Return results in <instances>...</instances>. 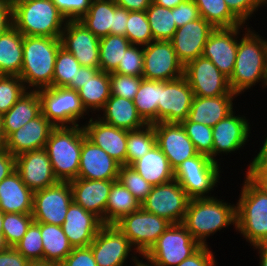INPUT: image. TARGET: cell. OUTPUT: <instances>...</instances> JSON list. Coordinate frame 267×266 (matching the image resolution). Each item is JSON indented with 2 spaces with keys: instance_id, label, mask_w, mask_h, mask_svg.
<instances>
[{
  "instance_id": "cell-1",
  "label": "cell",
  "mask_w": 267,
  "mask_h": 266,
  "mask_svg": "<svg viewBox=\"0 0 267 266\" xmlns=\"http://www.w3.org/2000/svg\"><path fill=\"white\" fill-rule=\"evenodd\" d=\"M250 29L246 25L245 34L238 40L234 70L228 79L231 91L237 95L259 82L267 88V40Z\"/></svg>"
},
{
  "instance_id": "cell-2",
  "label": "cell",
  "mask_w": 267,
  "mask_h": 266,
  "mask_svg": "<svg viewBox=\"0 0 267 266\" xmlns=\"http://www.w3.org/2000/svg\"><path fill=\"white\" fill-rule=\"evenodd\" d=\"M61 46L60 38L23 36V62L19 77L27 90L53 87L54 65Z\"/></svg>"
},
{
  "instance_id": "cell-3",
  "label": "cell",
  "mask_w": 267,
  "mask_h": 266,
  "mask_svg": "<svg viewBox=\"0 0 267 266\" xmlns=\"http://www.w3.org/2000/svg\"><path fill=\"white\" fill-rule=\"evenodd\" d=\"M217 197L189 200L182 224L202 246L207 237L222 228L234 225L236 229V205H230Z\"/></svg>"
},
{
  "instance_id": "cell-4",
  "label": "cell",
  "mask_w": 267,
  "mask_h": 266,
  "mask_svg": "<svg viewBox=\"0 0 267 266\" xmlns=\"http://www.w3.org/2000/svg\"><path fill=\"white\" fill-rule=\"evenodd\" d=\"M86 137L83 125L55 127L46 142L45 149L58 181L78 178L81 147Z\"/></svg>"
},
{
  "instance_id": "cell-5",
  "label": "cell",
  "mask_w": 267,
  "mask_h": 266,
  "mask_svg": "<svg viewBox=\"0 0 267 266\" xmlns=\"http://www.w3.org/2000/svg\"><path fill=\"white\" fill-rule=\"evenodd\" d=\"M236 204V230L251 246L267 242V193L247 176Z\"/></svg>"
},
{
  "instance_id": "cell-6",
  "label": "cell",
  "mask_w": 267,
  "mask_h": 266,
  "mask_svg": "<svg viewBox=\"0 0 267 266\" xmlns=\"http://www.w3.org/2000/svg\"><path fill=\"white\" fill-rule=\"evenodd\" d=\"M66 22L52 0H31L13 9V26L23 36L61 38Z\"/></svg>"
},
{
  "instance_id": "cell-7",
  "label": "cell",
  "mask_w": 267,
  "mask_h": 266,
  "mask_svg": "<svg viewBox=\"0 0 267 266\" xmlns=\"http://www.w3.org/2000/svg\"><path fill=\"white\" fill-rule=\"evenodd\" d=\"M201 247L182 223L171 224L142 258L152 266H177Z\"/></svg>"
},
{
  "instance_id": "cell-8",
  "label": "cell",
  "mask_w": 267,
  "mask_h": 266,
  "mask_svg": "<svg viewBox=\"0 0 267 266\" xmlns=\"http://www.w3.org/2000/svg\"><path fill=\"white\" fill-rule=\"evenodd\" d=\"M220 165L209 156L198 153L183 161L174 170V180L181 185L190 199L212 198L214 196L208 194L217 187L216 184L220 180Z\"/></svg>"
},
{
  "instance_id": "cell-9",
  "label": "cell",
  "mask_w": 267,
  "mask_h": 266,
  "mask_svg": "<svg viewBox=\"0 0 267 266\" xmlns=\"http://www.w3.org/2000/svg\"><path fill=\"white\" fill-rule=\"evenodd\" d=\"M42 114L55 126H76L88 112L78 92L66 87H48L38 90ZM69 124V125H68Z\"/></svg>"
},
{
  "instance_id": "cell-10",
  "label": "cell",
  "mask_w": 267,
  "mask_h": 266,
  "mask_svg": "<svg viewBox=\"0 0 267 266\" xmlns=\"http://www.w3.org/2000/svg\"><path fill=\"white\" fill-rule=\"evenodd\" d=\"M171 224L167 219L147 212L141 207L124 216L115 225L135 247L139 257H143Z\"/></svg>"
},
{
  "instance_id": "cell-11",
  "label": "cell",
  "mask_w": 267,
  "mask_h": 266,
  "mask_svg": "<svg viewBox=\"0 0 267 266\" xmlns=\"http://www.w3.org/2000/svg\"><path fill=\"white\" fill-rule=\"evenodd\" d=\"M73 194L68 181H58L34 192L32 216L34 222L62 226L65 221Z\"/></svg>"
},
{
  "instance_id": "cell-12",
  "label": "cell",
  "mask_w": 267,
  "mask_h": 266,
  "mask_svg": "<svg viewBox=\"0 0 267 266\" xmlns=\"http://www.w3.org/2000/svg\"><path fill=\"white\" fill-rule=\"evenodd\" d=\"M190 198L176 181L153 186L141 207L167 219L172 224L182 223Z\"/></svg>"
},
{
  "instance_id": "cell-13",
  "label": "cell",
  "mask_w": 267,
  "mask_h": 266,
  "mask_svg": "<svg viewBox=\"0 0 267 266\" xmlns=\"http://www.w3.org/2000/svg\"><path fill=\"white\" fill-rule=\"evenodd\" d=\"M144 79L172 81L184 76V65L177 58L171 41L153 40L143 46Z\"/></svg>"
},
{
  "instance_id": "cell-14",
  "label": "cell",
  "mask_w": 267,
  "mask_h": 266,
  "mask_svg": "<svg viewBox=\"0 0 267 266\" xmlns=\"http://www.w3.org/2000/svg\"><path fill=\"white\" fill-rule=\"evenodd\" d=\"M98 266H123L134 250L131 259L139 262L135 248L116 225H103L89 245ZM136 253V254H135Z\"/></svg>"
},
{
  "instance_id": "cell-15",
  "label": "cell",
  "mask_w": 267,
  "mask_h": 266,
  "mask_svg": "<svg viewBox=\"0 0 267 266\" xmlns=\"http://www.w3.org/2000/svg\"><path fill=\"white\" fill-rule=\"evenodd\" d=\"M184 77L187 79L194 96L216 97L237 95L232 92L228 78L203 56L188 62L184 66Z\"/></svg>"
},
{
  "instance_id": "cell-16",
  "label": "cell",
  "mask_w": 267,
  "mask_h": 266,
  "mask_svg": "<svg viewBox=\"0 0 267 266\" xmlns=\"http://www.w3.org/2000/svg\"><path fill=\"white\" fill-rule=\"evenodd\" d=\"M193 98V91L184 76L172 81H160L157 123H181L186 120Z\"/></svg>"
},
{
  "instance_id": "cell-17",
  "label": "cell",
  "mask_w": 267,
  "mask_h": 266,
  "mask_svg": "<svg viewBox=\"0 0 267 266\" xmlns=\"http://www.w3.org/2000/svg\"><path fill=\"white\" fill-rule=\"evenodd\" d=\"M62 47L70 52L81 66L99 67V41L79 20H67L61 34Z\"/></svg>"
},
{
  "instance_id": "cell-18",
  "label": "cell",
  "mask_w": 267,
  "mask_h": 266,
  "mask_svg": "<svg viewBox=\"0 0 267 266\" xmlns=\"http://www.w3.org/2000/svg\"><path fill=\"white\" fill-rule=\"evenodd\" d=\"M245 24L231 28H215L209 35L202 56L211 62L228 79L231 77L236 60L240 30Z\"/></svg>"
},
{
  "instance_id": "cell-19",
  "label": "cell",
  "mask_w": 267,
  "mask_h": 266,
  "mask_svg": "<svg viewBox=\"0 0 267 266\" xmlns=\"http://www.w3.org/2000/svg\"><path fill=\"white\" fill-rule=\"evenodd\" d=\"M153 126L156 144L167 157L173 170L186 159L198 154L181 123L158 122Z\"/></svg>"
},
{
  "instance_id": "cell-20",
  "label": "cell",
  "mask_w": 267,
  "mask_h": 266,
  "mask_svg": "<svg viewBox=\"0 0 267 266\" xmlns=\"http://www.w3.org/2000/svg\"><path fill=\"white\" fill-rule=\"evenodd\" d=\"M15 169L33 192L58 182L45 148L22 153L15 157Z\"/></svg>"
},
{
  "instance_id": "cell-21",
  "label": "cell",
  "mask_w": 267,
  "mask_h": 266,
  "mask_svg": "<svg viewBox=\"0 0 267 266\" xmlns=\"http://www.w3.org/2000/svg\"><path fill=\"white\" fill-rule=\"evenodd\" d=\"M248 121L245 116H236L232 111L212 127L213 161H219L216 156L220 153L228 155L244 147L251 130Z\"/></svg>"
},
{
  "instance_id": "cell-22",
  "label": "cell",
  "mask_w": 267,
  "mask_h": 266,
  "mask_svg": "<svg viewBox=\"0 0 267 266\" xmlns=\"http://www.w3.org/2000/svg\"><path fill=\"white\" fill-rule=\"evenodd\" d=\"M214 29L203 17L177 28L170 41L184 66L202 56L207 39Z\"/></svg>"
},
{
  "instance_id": "cell-23",
  "label": "cell",
  "mask_w": 267,
  "mask_h": 266,
  "mask_svg": "<svg viewBox=\"0 0 267 266\" xmlns=\"http://www.w3.org/2000/svg\"><path fill=\"white\" fill-rule=\"evenodd\" d=\"M120 164L87 137L81 147L78 178L90 180H118Z\"/></svg>"
},
{
  "instance_id": "cell-24",
  "label": "cell",
  "mask_w": 267,
  "mask_h": 266,
  "mask_svg": "<svg viewBox=\"0 0 267 266\" xmlns=\"http://www.w3.org/2000/svg\"><path fill=\"white\" fill-rule=\"evenodd\" d=\"M103 225L101 219L94 213L72 201L62 228L70 245L79 248L88 247Z\"/></svg>"
},
{
  "instance_id": "cell-25",
  "label": "cell",
  "mask_w": 267,
  "mask_h": 266,
  "mask_svg": "<svg viewBox=\"0 0 267 266\" xmlns=\"http://www.w3.org/2000/svg\"><path fill=\"white\" fill-rule=\"evenodd\" d=\"M55 126L41 113L23 127L11 133L5 141L4 149L13 156L45 148Z\"/></svg>"
},
{
  "instance_id": "cell-26",
  "label": "cell",
  "mask_w": 267,
  "mask_h": 266,
  "mask_svg": "<svg viewBox=\"0 0 267 266\" xmlns=\"http://www.w3.org/2000/svg\"><path fill=\"white\" fill-rule=\"evenodd\" d=\"M83 128L90 141L106 151L120 165H126L127 130L93 117L83 125Z\"/></svg>"
},
{
  "instance_id": "cell-27",
  "label": "cell",
  "mask_w": 267,
  "mask_h": 266,
  "mask_svg": "<svg viewBox=\"0 0 267 266\" xmlns=\"http://www.w3.org/2000/svg\"><path fill=\"white\" fill-rule=\"evenodd\" d=\"M116 180H90L77 178L69 181L73 201L94 213L105 225V211L112 183Z\"/></svg>"
},
{
  "instance_id": "cell-28",
  "label": "cell",
  "mask_w": 267,
  "mask_h": 266,
  "mask_svg": "<svg viewBox=\"0 0 267 266\" xmlns=\"http://www.w3.org/2000/svg\"><path fill=\"white\" fill-rule=\"evenodd\" d=\"M34 192L15 169L0 182V210L3 213H32Z\"/></svg>"
},
{
  "instance_id": "cell-29",
  "label": "cell",
  "mask_w": 267,
  "mask_h": 266,
  "mask_svg": "<svg viewBox=\"0 0 267 266\" xmlns=\"http://www.w3.org/2000/svg\"><path fill=\"white\" fill-rule=\"evenodd\" d=\"M238 95L216 97L194 96L187 119L207 126H215L233 111V99Z\"/></svg>"
},
{
  "instance_id": "cell-30",
  "label": "cell",
  "mask_w": 267,
  "mask_h": 266,
  "mask_svg": "<svg viewBox=\"0 0 267 266\" xmlns=\"http://www.w3.org/2000/svg\"><path fill=\"white\" fill-rule=\"evenodd\" d=\"M101 110L103 116L96 118L120 129L133 131L147 125L138 114L134 102L124 97L111 95Z\"/></svg>"
},
{
  "instance_id": "cell-31",
  "label": "cell",
  "mask_w": 267,
  "mask_h": 266,
  "mask_svg": "<svg viewBox=\"0 0 267 266\" xmlns=\"http://www.w3.org/2000/svg\"><path fill=\"white\" fill-rule=\"evenodd\" d=\"M42 113L38 91L28 90L2 115L3 133L7 138Z\"/></svg>"
},
{
  "instance_id": "cell-32",
  "label": "cell",
  "mask_w": 267,
  "mask_h": 266,
  "mask_svg": "<svg viewBox=\"0 0 267 266\" xmlns=\"http://www.w3.org/2000/svg\"><path fill=\"white\" fill-rule=\"evenodd\" d=\"M131 166L152 186L174 180V170L157 144Z\"/></svg>"
},
{
  "instance_id": "cell-33",
  "label": "cell",
  "mask_w": 267,
  "mask_h": 266,
  "mask_svg": "<svg viewBox=\"0 0 267 266\" xmlns=\"http://www.w3.org/2000/svg\"><path fill=\"white\" fill-rule=\"evenodd\" d=\"M23 62V35L12 26L0 36V75L19 76Z\"/></svg>"
},
{
  "instance_id": "cell-34",
  "label": "cell",
  "mask_w": 267,
  "mask_h": 266,
  "mask_svg": "<svg viewBox=\"0 0 267 266\" xmlns=\"http://www.w3.org/2000/svg\"><path fill=\"white\" fill-rule=\"evenodd\" d=\"M141 208L139 201L133 194L119 181L112 183L108 196L105 225H115L124 216Z\"/></svg>"
},
{
  "instance_id": "cell-35",
  "label": "cell",
  "mask_w": 267,
  "mask_h": 266,
  "mask_svg": "<svg viewBox=\"0 0 267 266\" xmlns=\"http://www.w3.org/2000/svg\"><path fill=\"white\" fill-rule=\"evenodd\" d=\"M43 260L60 264L72 251L62 226L40 223Z\"/></svg>"
},
{
  "instance_id": "cell-36",
  "label": "cell",
  "mask_w": 267,
  "mask_h": 266,
  "mask_svg": "<svg viewBox=\"0 0 267 266\" xmlns=\"http://www.w3.org/2000/svg\"><path fill=\"white\" fill-rule=\"evenodd\" d=\"M81 103L89 113L101 111L111 96L110 73L100 70L94 77H90L78 91Z\"/></svg>"
},
{
  "instance_id": "cell-37",
  "label": "cell",
  "mask_w": 267,
  "mask_h": 266,
  "mask_svg": "<svg viewBox=\"0 0 267 266\" xmlns=\"http://www.w3.org/2000/svg\"><path fill=\"white\" fill-rule=\"evenodd\" d=\"M117 7L113 0H92L89 10L79 21L96 37L108 36L111 34L114 11Z\"/></svg>"
},
{
  "instance_id": "cell-38",
  "label": "cell",
  "mask_w": 267,
  "mask_h": 266,
  "mask_svg": "<svg viewBox=\"0 0 267 266\" xmlns=\"http://www.w3.org/2000/svg\"><path fill=\"white\" fill-rule=\"evenodd\" d=\"M160 101V81L142 79L133 99L138 114L147 124L157 123V108Z\"/></svg>"
},
{
  "instance_id": "cell-39",
  "label": "cell",
  "mask_w": 267,
  "mask_h": 266,
  "mask_svg": "<svg viewBox=\"0 0 267 266\" xmlns=\"http://www.w3.org/2000/svg\"><path fill=\"white\" fill-rule=\"evenodd\" d=\"M131 45L127 37L111 35L100 38L99 41V67L106 73L114 72L126 49Z\"/></svg>"
},
{
  "instance_id": "cell-40",
  "label": "cell",
  "mask_w": 267,
  "mask_h": 266,
  "mask_svg": "<svg viewBox=\"0 0 267 266\" xmlns=\"http://www.w3.org/2000/svg\"><path fill=\"white\" fill-rule=\"evenodd\" d=\"M203 17L214 28H231L242 23L230 12L225 0H193Z\"/></svg>"
},
{
  "instance_id": "cell-41",
  "label": "cell",
  "mask_w": 267,
  "mask_h": 266,
  "mask_svg": "<svg viewBox=\"0 0 267 266\" xmlns=\"http://www.w3.org/2000/svg\"><path fill=\"white\" fill-rule=\"evenodd\" d=\"M153 40L170 41L177 30L174 22V8L169 9L151 2L146 9Z\"/></svg>"
},
{
  "instance_id": "cell-42",
  "label": "cell",
  "mask_w": 267,
  "mask_h": 266,
  "mask_svg": "<svg viewBox=\"0 0 267 266\" xmlns=\"http://www.w3.org/2000/svg\"><path fill=\"white\" fill-rule=\"evenodd\" d=\"M156 144V134L153 124L127 131L126 165H131L143 157Z\"/></svg>"
},
{
  "instance_id": "cell-43",
  "label": "cell",
  "mask_w": 267,
  "mask_h": 266,
  "mask_svg": "<svg viewBox=\"0 0 267 266\" xmlns=\"http://www.w3.org/2000/svg\"><path fill=\"white\" fill-rule=\"evenodd\" d=\"M80 67L77 59L61 46L54 65L53 87L76 90V75Z\"/></svg>"
},
{
  "instance_id": "cell-44",
  "label": "cell",
  "mask_w": 267,
  "mask_h": 266,
  "mask_svg": "<svg viewBox=\"0 0 267 266\" xmlns=\"http://www.w3.org/2000/svg\"><path fill=\"white\" fill-rule=\"evenodd\" d=\"M31 213H4L2 234L8 247H14L33 222Z\"/></svg>"
},
{
  "instance_id": "cell-45",
  "label": "cell",
  "mask_w": 267,
  "mask_h": 266,
  "mask_svg": "<svg viewBox=\"0 0 267 266\" xmlns=\"http://www.w3.org/2000/svg\"><path fill=\"white\" fill-rule=\"evenodd\" d=\"M126 37L132 45L146 46L153 41L146 11H128Z\"/></svg>"
},
{
  "instance_id": "cell-46",
  "label": "cell",
  "mask_w": 267,
  "mask_h": 266,
  "mask_svg": "<svg viewBox=\"0 0 267 266\" xmlns=\"http://www.w3.org/2000/svg\"><path fill=\"white\" fill-rule=\"evenodd\" d=\"M187 136L192 141L198 153L204 154L213 160L212 127L188 119L181 122Z\"/></svg>"
},
{
  "instance_id": "cell-47",
  "label": "cell",
  "mask_w": 267,
  "mask_h": 266,
  "mask_svg": "<svg viewBox=\"0 0 267 266\" xmlns=\"http://www.w3.org/2000/svg\"><path fill=\"white\" fill-rule=\"evenodd\" d=\"M28 261L43 260L40 222H32L23 238L14 246Z\"/></svg>"
},
{
  "instance_id": "cell-48",
  "label": "cell",
  "mask_w": 267,
  "mask_h": 266,
  "mask_svg": "<svg viewBox=\"0 0 267 266\" xmlns=\"http://www.w3.org/2000/svg\"><path fill=\"white\" fill-rule=\"evenodd\" d=\"M27 91L19 76L0 75V114L6 113Z\"/></svg>"
},
{
  "instance_id": "cell-49",
  "label": "cell",
  "mask_w": 267,
  "mask_h": 266,
  "mask_svg": "<svg viewBox=\"0 0 267 266\" xmlns=\"http://www.w3.org/2000/svg\"><path fill=\"white\" fill-rule=\"evenodd\" d=\"M118 180L142 204L151 192L152 185L148 183L131 165H121Z\"/></svg>"
},
{
  "instance_id": "cell-50",
  "label": "cell",
  "mask_w": 267,
  "mask_h": 266,
  "mask_svg": "<svg viewBox=\"0 0 267 266\" xmlns=\"http://www.w3.org/2000/svg\"><path fill=\"white\" fill-rule=\"evenodd\" d=\"M143 61V46L137 47V45L131 44L126 49L124 57L122 58L117 69L113 73L142 77Z\"/></svg>"
},
{
  "instance_id": "cell-51",
  "label": "cell",
  "mask_w": 267,
  "mask_h": 266,
  "mask_svg": "<svg viewBox=\"0 0 267 266\" xmlns=\"http://www.w3.org/2000/svg\"><path fill=\"white\" fill-rule=\"evenodd\" d=\"M142 79L143 77L110 73L111 95L133 101Z\"/></svg>"
},
{
  "instance_id": "cell-52",
  "label": "cell",
  "mask_w": 267,
  "mask_h": 266,
  "mask_svg": "<svg viewBox=\"0 0 267 266\" xmlns=\"http://www.w3.org/2000/svg\"><path fill=\"white\" fill-rule=\"evenodd\" d=\"M92 0H52L66 20H80L89 10Z\"/></svg>"
},
{
  "instance_id": "cell-53",
  "label": "cell",
  "mask_w": 267,
  "mask_h": 266,
  "mask_svg": "<svg viewBox=\"0 0 267 266\" xmlns=\"http://www.w3.org/2000/svg\"><path fill=\"white\" fill-rule=\"evenodd\" d=\"M230 12L242 23L247 24L248 18L262 6V0H225Z\"/></svg>"
},
{
  "instance_id": "cell-54",
  "label": "cell",
  "mask_w": 267,
  "mask_h": 266,
  "mask_svg": "<svg viewBox=\"0 0 267 266\" xmlns=\"http://www.w3.org/2000/svg\"><path fill=\"white\" fill-rule=\"evenodd\" d=\"M60 266H98L91 247L73 248L71 253L60 263Z\"/></svg>"
},
{
  "instance_id": "cell-55",
  "label": "cell",
  "mask_w": 267,
  "mask_h": 266,
  "mask_svg": "<svg viewBox=\"0 0 267 266\" xmlns=\"http://www.w3.org/2000/svg\"><path fill=\"white\" fill-rule=\"evenodd\" d=\"M174 22L177 28L200 18L199 10L193 0H185L174 8Z\"/></svg>"
},
{
  "instance_id": "cell-56",
  "label": "cell",
  "mask_w": 267,
  "mask_h": 266,
  "mask_svg": "<svg viewBox=\"0 0 267 266\" xmlns=\"http://www.w3.org/2000/svg\"><path fill=\"white\" fill-rule=\"evenodd\" d=\"M251 161L245 176L267 193V160Z\"/></svg>"
},
{
  "instance_id": "cell-57",
  "label": "cell",
  "mask_w": 267,
  "mask_h": 266,
  "mask_svg": "<svg viewBox=\"0 0 267 266\" xmlns=\"http://www.w3.org/2000/svg\"><path fill=\"white\" fill-rule=\"evenodd\" d=\"M214 253L210 251L208 245L202 246L196 253L184 259L177 266H216Z\"/></svg>"
},
{
  "instance_id": "cell-58",
  "label": "cell",
  "mask_w": 267,
  "mask_h": 266,
  "mask_svg": "<svg viewBox=\"0 0 267 266\" xmlns=\"http://www.w3.org/2000/svg\"><path fill=\"white\" fill-rule=\"evenodd\" d=\"M28 262L14 247L0 251V266H27Z\"/></svg>"
},
{
  "instance_id": "cell-59",
  "label": "cell",
  "mask_w": 267,
  "mask_h": 266,
  "mask_svg": "<svg viewBox=\"0 0 267 266\" xmlns=\"http://www.w3.org/2000/svg\"><path fill=\"white\" fill-rule=\"evenodd\" d=\"M128 20V11L125 8L117 7L114 11L113 27L111 35H120L126 37V23Z\"/></svg>"
},
{
  "instance_id": "cell-60",
  "label": "cell",
  "mask_w": 267,
  "mask_h": 266,
  "mask_svg": "<svg viewBox=\"0 0 267 266\" xmlns=\"http://www.w3.org/2000/svg\"><path fill=\"white\" fill-rule=\"evenodd\" d=\"M15 170V156L9 151L0 149V182Z\"/></svg>"
},
{
  "instance_id": "cell-61",
  "label": "cell",
  "mask_w": 267,
  "mask_h": 266,
  "mask_svg": "<svg viewBox=\"0 0 267 266\" xmlns=\"http://www.w3.org/2000/svg\"><path fill=\"white\" fill-rule=\"evenodd\" d=\"M13 26V9L0 0V36Z\"/></svg>"
},
{
  "instance_id": "cell-62",
  "label": "cell",
  "mask_w": 267,
  "mask_h": 266,
  "mask_svg": "<svg viewBox=\"0 0 267 266\" xmlns=\"http://www.w3.org/2000/svg\"><path fill=\"white\" fill-rule=\"evenodd\" d=\"M119 7L127 11H146L152 0H113Z\"/></svg>"
},
{
  "instance_id": "cell-63",
  "label": "cell",
  "mask_w": 267,
  "mask_h": 266,
  "mask_svg": "<svg viewBox=\"0 0 267 266\" xmlns=\"http://www.w3.org/2000/svg\"><path fill=\"white\" fill-rule=\"evenodd\" d=\"M100 69L81 66L76 75V91L84 86V83L90 78L94 77Z\"/></svg>"
},
{
  "instance_id": "cell-64",
  "label": "cell",
  "mask_w": 267,
  "mask_h": 266,
  "mask_svg": "<svg viewBox=\"0 0 267 266\" xmlns=\"http://www.w3.org/2000/svg\"><path fill=\"white\" fill-rule=\"evenodd\" d=\"M253 248L256 250L258 249L260 258L259 266H267V242L258 243L254 245Z\"/></svg>"
},
{
  "instance_id": "cell-65",
  "label": "cell",
  "mask_w": 267,
  "mask_h": 266,
  "mask_svg": "<svg viewBox=\"0 0 267 266\" xmlns=\"http://www.w3.org/2000/svg\"><path fill=\"white\" fill-rule=\"evenodd\" d=\"M185 0H152L153 3L165 8L173 9Z\"/></svg>"
},
{
  "instance_id": "cell-66",
  "label": "cell",
  "mask_w": 267,
  "mask_h": 266,
  "mask_svg": "<svg viewBox=\"0 0 267 266\" xmlns=\"http://www.w3.org/2000/svg\"><path fill=\"white\" fill-rule=\"evenodd\" d=\"M259 149H260V151L253 158V160H267V137L264 140L263 145Z\"/></svg>"
},
{
  "instance_id": "cell-67",
  "label": "cell",
  "mask_w": 267,
  "mask_h": 266,
  "mask_svg": "<svg viewBox=\"0 0 267 266\" xmlns=\"http://www.w3.org/2000/svg\"><path fill=\"white\" fill-rule=\"evenodd\" d=\"M27 266H60V264L41 260V261H29Z\"/></svg>"
},
{
  "instance_id": "cell-68",
  "label": "cell",
  "mask_w": 267,
  "mask_h": 266,
  "mask_svg": "<svg viewBox=\"0 0 267 266\" xmlns=\"http://www.w3.org/2000/svg\"><path fill=\"white\" fill-rule=\"evenodd\" d=\"M12 9L31 0H4Z\"/></svg>"
},
{
  "instance_id": "cell-69",
  "label": "cell",
  "mask_w": 267,
  "mask_h": 266,
  "mask_svg": "<svg viewBox=\"0 0 267 266\" xmlns=\"http://www.w3.org/2000/svg\"><path fill=\"white\" fill-rule=\"evenodd\" d=\"M6 137L3 133L2 115L0 114V149L5 146Z\"/></svg>"
},
{
  "instance_id": "cell-70",
  "label": "cell",
  "mask_w": 267,
  "mask_h": 266,
  "mask_svg": "<svg viewBox=\"0 0 267 266\" xmlns=\"http://www.w3.org/2000/svg\"><path fill=\"white\" fill-rule=\"evenodd\" d=\"M6 248H8V245L5 242L2 232H0V251L5 250Z\"/></svg>"
},
{
  "instance_id": "cell-71",
  "label": "cell",
  "mask_w": 267,
  "mask_h": 266,
  "mask_svg": "<svg viewBox=\"0 0 267 266\" xmlns=\"http://www.w3.org/2000/svg\"><path fill=\"white\" fill-rule=\"evenodd\" d=\"M3 216H4V213L0 210V232H2Z\"/></svg>"
},
{
  "instance_id": "cell-72",
  "label": "cell",
  "mask_w": 267,
  "mask_h": 266,
  "mask_svg": "<svg viewBox=\"0 0 267 266\" xmlns=\"http://www.w3.org/2000/svg\"><path fill=\"white\" fill-rule=\"evenodd\" d=\"M138 266H152V265H150V264L147 263V262H143V260H139V262H138Z\"/></svg>"
},
{
  "instance_id": "cell-73",
  "label": "cell",
  "mask_w": 267,
  "mask_h": 266,
  "mask_svg": "<svg viewBox=\"0 0 267 266\" xmlns=\"http://www.w3.org/2000/svg\"><path fill=\"white\" fill-rule=\"evenodd\" d=\"M267 5V0H262V7Z\"/></svg>"
}]
</instances>
